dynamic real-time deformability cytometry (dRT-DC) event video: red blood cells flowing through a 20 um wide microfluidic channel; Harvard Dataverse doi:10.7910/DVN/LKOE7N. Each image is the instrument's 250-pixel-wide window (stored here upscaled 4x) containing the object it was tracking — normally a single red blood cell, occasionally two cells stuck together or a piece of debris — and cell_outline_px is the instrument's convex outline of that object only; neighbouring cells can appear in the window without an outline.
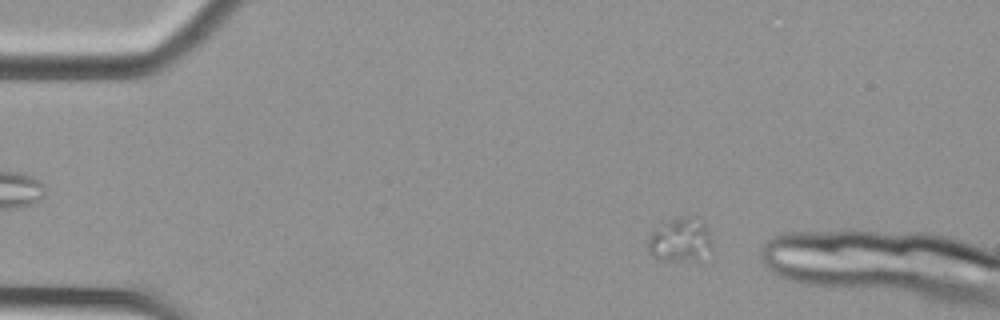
{"species": "Egyptian fruit bat (a non-hibernating species)", "species_latin": "Rousettus aegyptiacus", "temperature_condition": "cold", "stored_images_in_passage": 10, "camera_frame_rate_fps": 3000, "um_per_image_px": 0.085, "animal": {"sex": "female"}, "frame": {"image": 1, "passage_image": 6, "time_ms": 1.667, "image_size_px": [1000, 320], "cell_outline_px": [[712, 252], [696, 260], [664, 260], [652, 256], [648, 252], [648, 236], [664, 220], [680, 216], [688, 216], [704, 224], [712, 240]], "centroid_in_image_um": [57.8, 20.39], "position_along_channel_um": 27.2, "area_um2": 16.53}}